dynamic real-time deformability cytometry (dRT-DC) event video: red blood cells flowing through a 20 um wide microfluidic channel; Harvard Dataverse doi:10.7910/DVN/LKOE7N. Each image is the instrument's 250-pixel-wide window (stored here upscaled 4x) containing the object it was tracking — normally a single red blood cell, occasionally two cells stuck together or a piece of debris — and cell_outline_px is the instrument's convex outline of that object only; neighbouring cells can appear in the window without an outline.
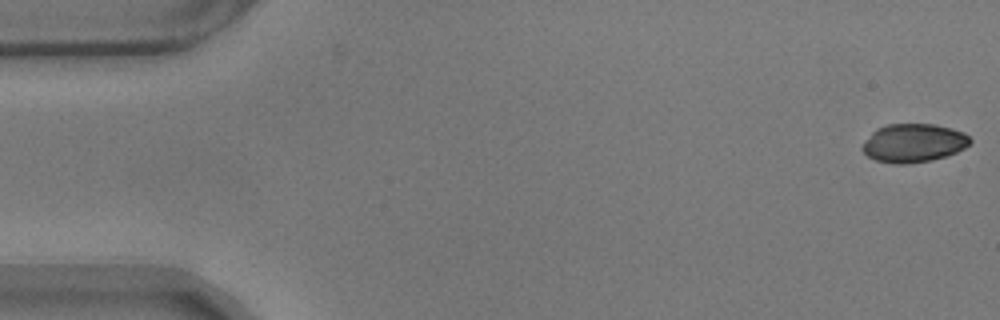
{"species": "common noctule bat (a hibernating species)", "species_latin": "Nyctalus noctula", "temperature_condition": "warm", "stored_images_in_passage": 2, "camera_frame_rate_fps": 3000, "um_per_image_px": 0.085, "animal": {"sex": "male", "body_mass_g": 17.9}, "frame": {"image": 1, "passage_image": 2, "time_ms": 0.333, "image_size_px": [1000, 320], "cell_outline_px": [[972, 140], [964, 148], [956, 152], [932, 160], [908, 164], [896, 164], [876, 160], [868, 156], [860, 148], [872, 132], [876, 128], [888, 124], [936, 124], [952, 128], [964, 132]], "centroid_in_image_um": [77.65, 12.15], "position_along_channel_um": 7.4, "area_um2": 24.16}}